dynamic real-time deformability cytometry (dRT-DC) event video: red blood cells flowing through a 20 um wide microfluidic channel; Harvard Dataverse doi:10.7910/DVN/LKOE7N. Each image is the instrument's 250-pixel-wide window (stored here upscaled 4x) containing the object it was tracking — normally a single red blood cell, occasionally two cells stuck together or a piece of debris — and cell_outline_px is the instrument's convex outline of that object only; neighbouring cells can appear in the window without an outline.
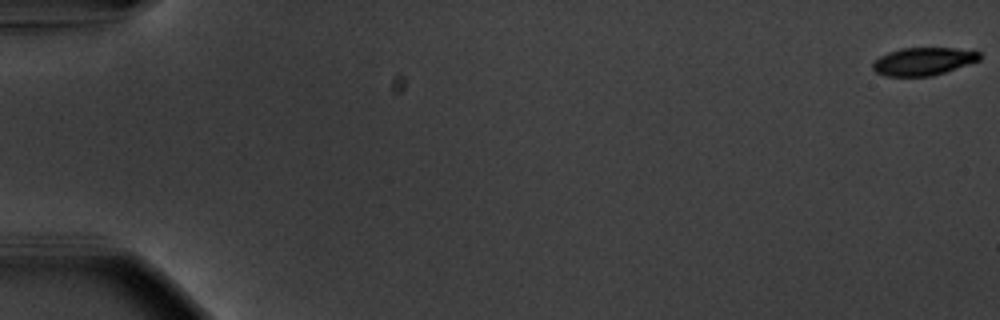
{"species": "common noctule bat (a hibernating species)", "species_latin": "Nyctalus noctula", "temperature_condition": "warm", "stored_images_in_passage": 56, "camera_frame_rate_fps": 3000, "um_per_image_px": 0.085, "animal": {"sex": "male", "body_mass_g": 20.1, "forearm_length_mm": 53.5}, "frame": {"image": 1, "passage_image": 1, "time_ms": 0.0, "image_size_px": [1000, 320], "cell_outline_px": [[980, 60], [932, 76], [884, 76], [876, 72], [872, 68], [872, 60], [888, 52], [900, 48], [976, 48], [980, 52]], "centroid_in_image_um": [78.5, 5.2], "position_along_channel_um": 6.5, "area_um2": 17.63}}
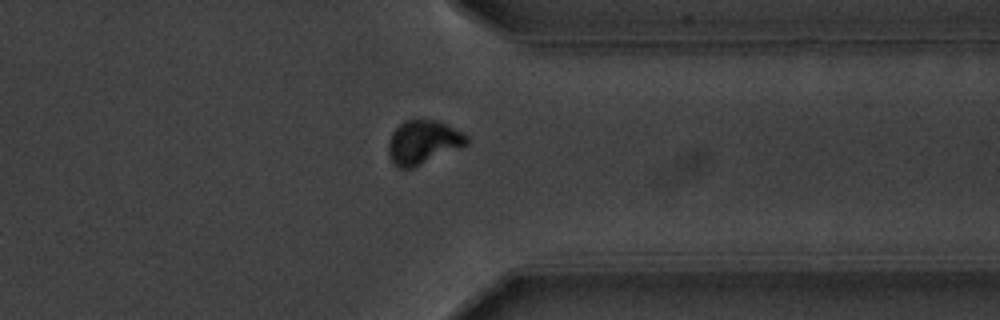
{"frame": {"image": 2, "passage_image": 45, "time_ms": 14.667, "image_size_px": [1000, 320], "cell_outline_px": [[468, 144], [412, 168], [400, 168], [392, 164], [388, 152], [388, 144], [392, 132], [404, 120], [436, 120], [464, 132], [468, 136]], "centroid_in_image_um": [35.95, 12.08], "position_along_channel_um": 375.4, "area_um2": 19.83}}
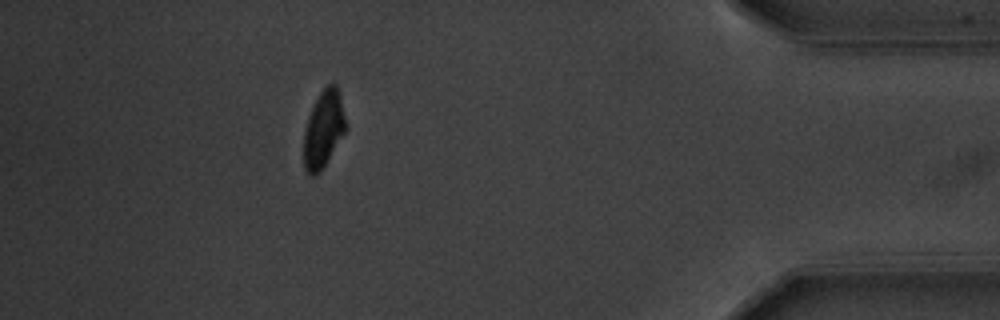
{"frame": {"image": 3, "passage_image": 51, "time_ms": 16.667, "image_size_px": [1000, 320], "cell_outline_px": [[348, 128], [324, 168], [316, 176], [312, 176], [304, 168], [304, 132], [308, 116], [320, 92], [328, 84], [336, 84], [340, 96]], "centroid_in_image_um": [27.52, 11.02], "position_along_channel_um": 407.7, "area_um2": 19.02}, "authors_computed_cell_mechanics": {"area_um2": 19.652, "velocity_mm_per_s": 3.7028, "shape_relaxation_time_tau1_ms": 3.125, "shape_relaxation_time_tau2_ms": 9.1819, "deformation_change_tau1": 0.156, "deformation_change_tau2": 0.0986}}